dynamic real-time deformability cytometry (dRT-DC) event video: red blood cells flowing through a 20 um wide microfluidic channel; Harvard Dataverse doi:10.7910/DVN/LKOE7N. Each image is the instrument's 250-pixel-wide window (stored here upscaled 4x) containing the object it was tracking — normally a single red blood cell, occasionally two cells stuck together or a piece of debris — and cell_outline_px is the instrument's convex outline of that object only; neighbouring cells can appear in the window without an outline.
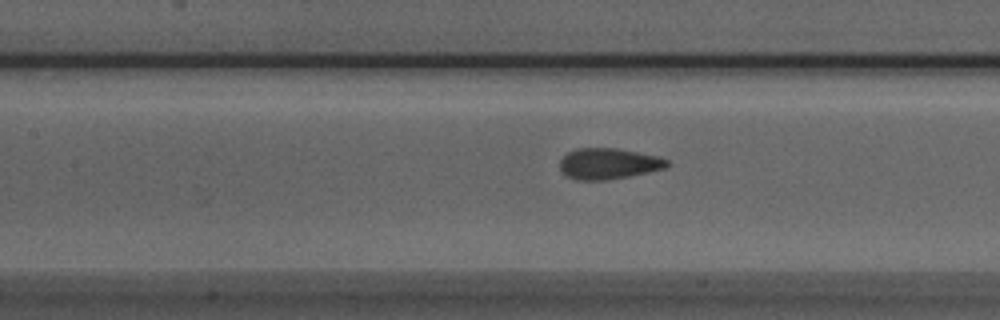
{"species": "Egyptian fruit bat (a non-hibernating species)", "species_latin": "Rousettus aegyptiacus", "temperature_condition": "room temperature", "stored_images_in_passage": 32, "camera_frame_rate_fps": 3000, "um_per_image_px": 0.085, "animal": {"sex": "male"}, "frame": {"image": 1, "passage_image": 9, "time_ms": 2.667, "image_size_px": [1000, 320], "cell_outline_px": [[668, 164], [664, 168], [648, 172], [628, 176], [604, 180], [576, 180], [568, 176], [560, 168], [560, 160], [568, 152], [576, 148], [616, 148], [660, 156], [668, 160]], "centroid_in_image_um": [51.72, 13.9], "position_along_channel_um": 155.7, "area_um2": 19.19}}
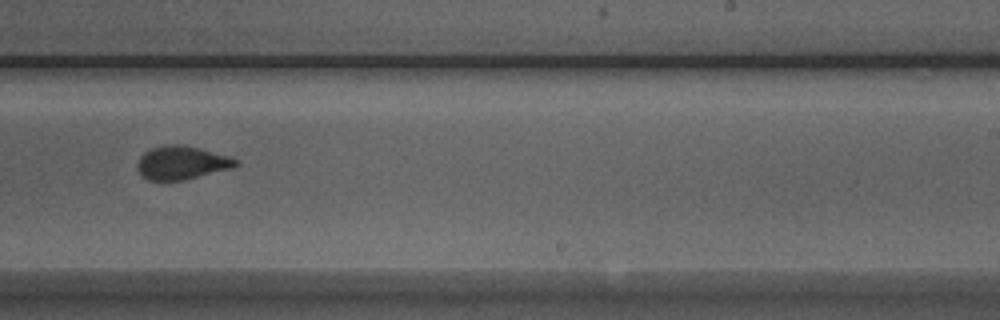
{"frame": {"image": 2, "passage_image": 18, "time_ms": 5.667, "image_size_px": [1000, 320], "cell_outline_px": [[240, 164], [232, 168], [184, 180], [148, 180], [136, 168], [136, 164], [140, 156], [144, 152], [152, 148], [164, 144], [180, 144], [200, 148], [228, 156], [240, 160]], "centroid_in_image_um": [15.45, 13.82], "position_along_channel_um": 273.5, "area_um2": 19.25}}
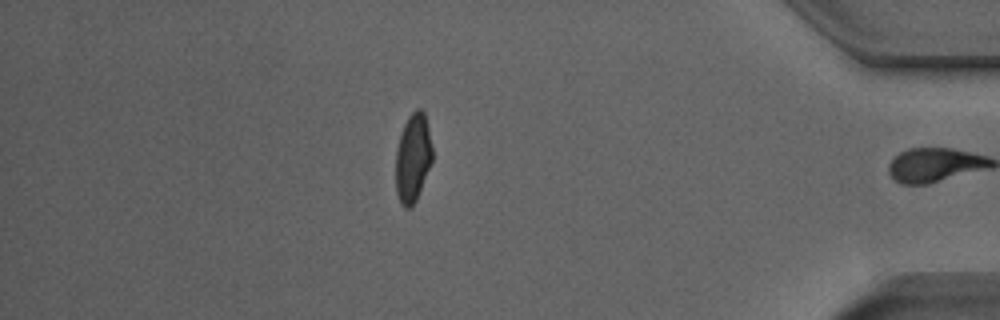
{"frame": {"image": 3, "passage_image": 31, "time_ms": 10.0, "image_size_px": [1000, 320], "cell_outline_px": [[432, 160], [416, 200], [408, 208], [404, 208], [400, 204], [396, 192], [396, 148], [404, 124], [408, 116], [416, 108], [420, 108], [424, 112], [432, 144]], "centroid_in_image_um": [35.08, 13.4], "position_along_channel_um": 400.1, "area_um2": 18.79}, "authors_computed_cell_mechanics": {"area_um2": 19.2474, "velocity_mm_per_s": 3.9426, "shape_relaxation_time_tau1_ms": 4.4166, "shape_relaxation_time_tau2_ms": null, "deformation_change_tau1": 0.1297, "deformation_change_tau2": null}}